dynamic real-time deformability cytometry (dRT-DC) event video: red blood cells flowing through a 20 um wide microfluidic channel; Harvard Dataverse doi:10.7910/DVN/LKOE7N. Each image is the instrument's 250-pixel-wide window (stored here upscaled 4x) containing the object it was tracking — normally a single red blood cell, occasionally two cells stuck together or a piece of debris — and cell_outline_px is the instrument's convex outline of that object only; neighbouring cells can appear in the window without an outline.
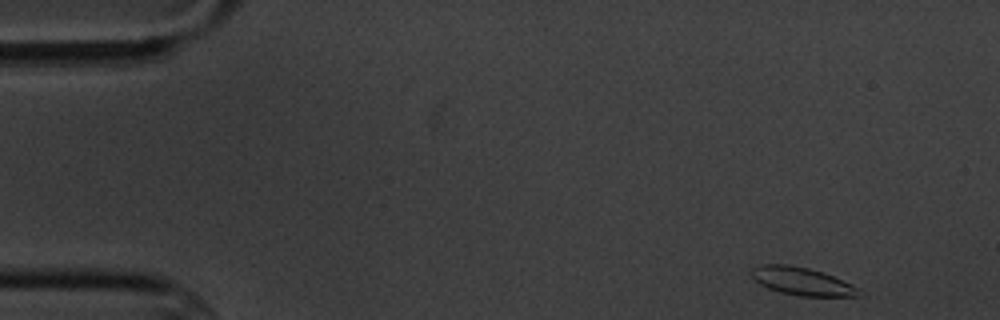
{"species": "common noctule bat (a hibernating species)", "species_latin": "Nyctalus noctula", "temperature_condition": "cold", "stored_images_in_passage": 10, "camera_frame_rate_fps": 3000, "um_per_image_px": 0.085, "animal": {"sex": "male", "body_mass_g": 20.1, "forearm_length_mm": 53.5}, "frame": {"image": 1, "passage_image": 1, "time_ms": 0.0, "image_size_px": [1000, 320], "cell_outline_px": [[864, 296], [800, 296], [780, 292], [768, 288], [760, 284], [748, 272], [752, 268], [760, 264], [788, 264], [808, 268], [824, 272], [852, 284], [860, 288]], "centroid_in_image_um": [68.19, 23.9], "position_along_channel_um": 16.8, "area_um2": 17.69}}
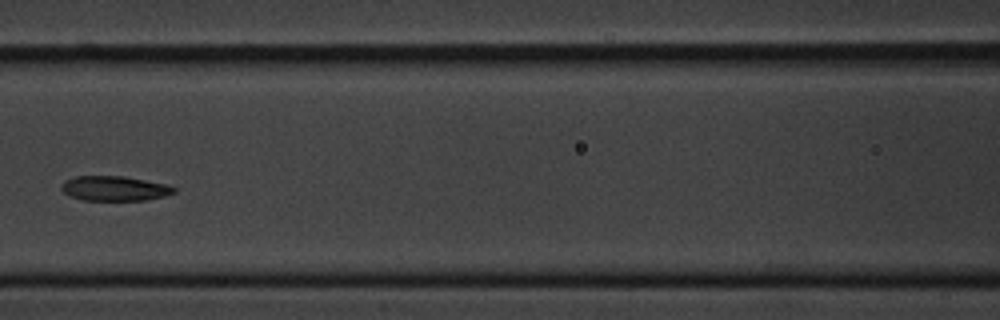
{"frame": {"image": 2, "passage_image": 7, "time_ms": 7.0, "image_size_px": [1000, 320], "cell_outline_px": [[176, 192], [164, 196], [148, 200], [84, 200], [68, 196], [60, 188], [60, 184], [64, 180], [76, 176], [124, 176], [168, 184], [176, 188]], "centroid_in_image_um": [9.73, 16.01], "position_along_channel_um": 156.9, "area_um2": 16.47}}
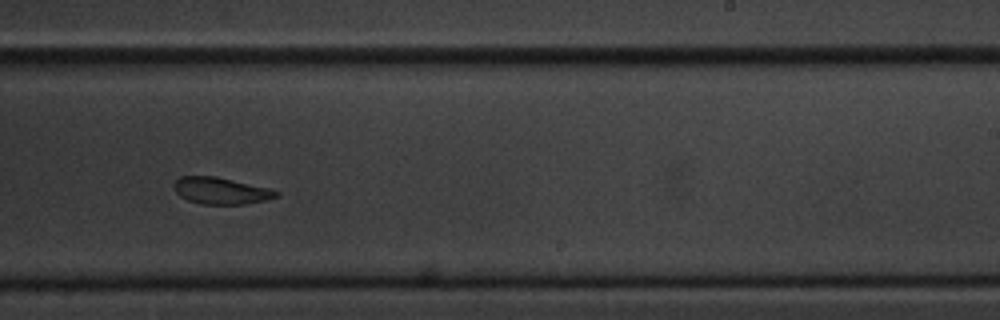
{"frame": {"image": 3, "passage_image": 10, "time_ms": 10.333, "image_size_px": [1000, 320], "cell_outline_px": [[280, 196], [268, 200], [244, 204], [204, 204], [188, 200], [180, 196], [172, 188], [172, 184], [180, 176], [216, 176], [268, 188], [280, 192]], "centroid_in_image_um": [18.77, 16.21], "position_along_channel_um": 270.2, "area_um2": 16.01}}